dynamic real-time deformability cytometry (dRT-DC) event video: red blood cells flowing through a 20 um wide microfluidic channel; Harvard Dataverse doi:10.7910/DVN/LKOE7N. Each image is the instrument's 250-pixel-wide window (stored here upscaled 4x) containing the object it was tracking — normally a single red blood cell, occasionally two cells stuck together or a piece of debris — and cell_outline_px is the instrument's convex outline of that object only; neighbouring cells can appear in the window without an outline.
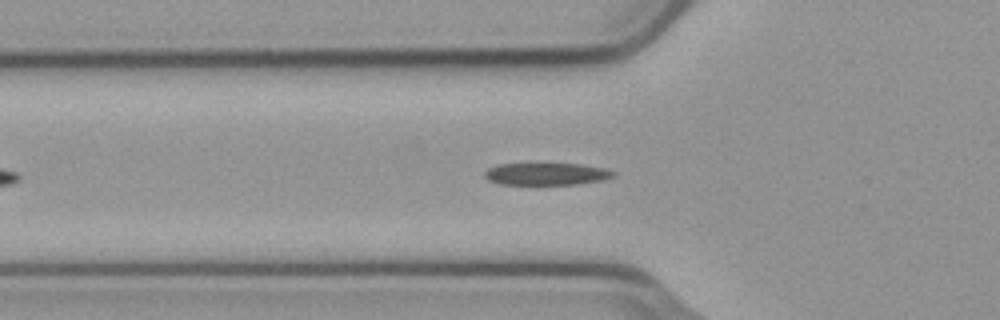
{"species": "common noctule bat (a hibernating species)", "species_latin": "Nyctalus noctula", "temperature_condition": "cold", "stored_images_in_passage": 47, "camera_frame_rate_fps": 3000, "um_per_image_px": 0.085, "animal": {"sex": "male", "body_mass_g": 23.1, "forearm_length_mm": 52.7}, "frame": {"image": 1, "passage_image": 11, "time_ms": 3.333, "image_size_px": [1000, 320], "cell_outline_px": [[616, 172], [612, 176], [600, 180], [576, 184], [500, 184], [488, 180], [484, 176], [484, 172], [488, 168], [500, 164], [532, 160], [544, 160], [584, 164], [608, 168]], "centroid_in_image_um": [46.41, 14.7], "position_along_channel_um": 79.4, "area_um2": 17.92}}
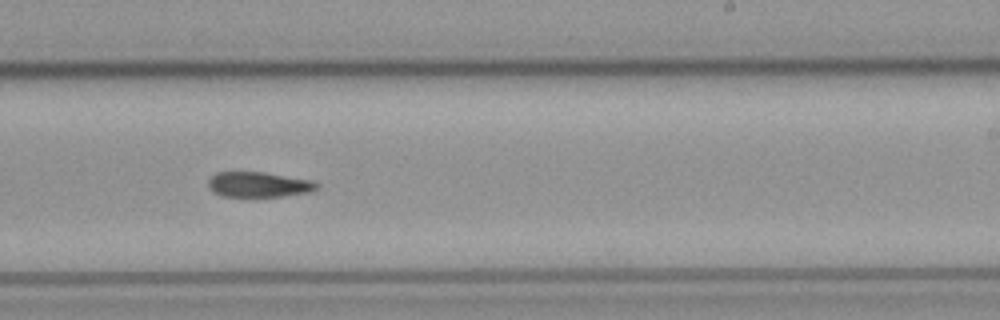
{"frame": {"image": 2, "passage_image": 26, "time_ms": 8.333, "image_size_px": [1000, 320], "cell_outline_px": [[320, 184], [316, 188], [308, 192], [280, 196], [220, 196], [212, 192], [208, 188], [208, 180], [216, 172], [264, 172], [316, 180]], "centroid_in_image_um": [21.98, 15.67], "position_along_channel_um": 267.0, "area_um2": 16.07}}
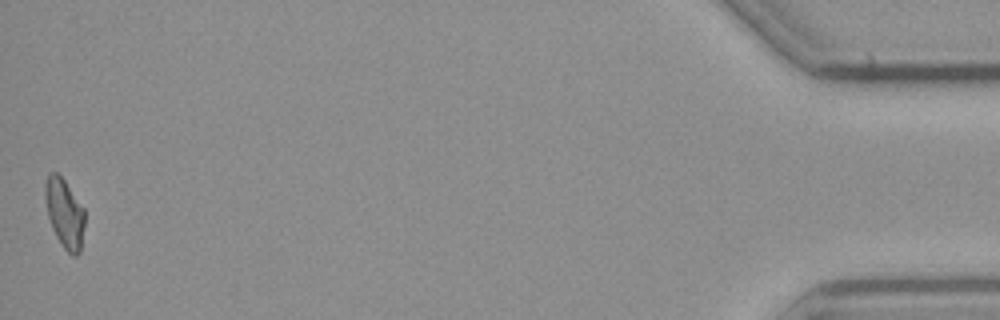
{"frame": {"image": 3, "passage_image": 47, "time_ms": 15.333, "image_size_px": [1000, 320], "cell_outline_px": [[84, 224], [80, 252], [76, 256], [72, 256], [64, 248], [56, 236], [52, 228], [48, 216], [44, 196], [44, 184], [48, 172], [56, 172], [64, 180], [84, 208]], "centroid_in_image_um": [5.47, 18.11], "position_along_channel_um": 429.7, "area_um2": 15.95}}